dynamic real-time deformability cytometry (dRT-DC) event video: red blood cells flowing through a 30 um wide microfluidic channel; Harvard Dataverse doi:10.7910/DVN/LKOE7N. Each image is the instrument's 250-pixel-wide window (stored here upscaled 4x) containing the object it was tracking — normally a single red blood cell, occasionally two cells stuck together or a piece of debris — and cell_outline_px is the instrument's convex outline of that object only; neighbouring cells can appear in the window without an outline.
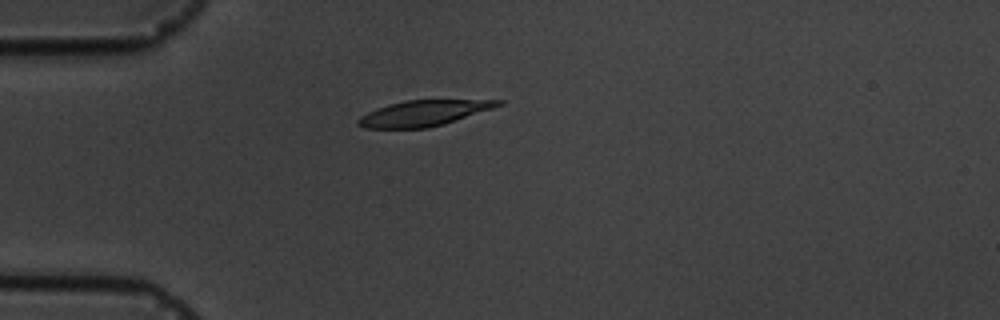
{"species": "common noctule bat (a hibernating species)", "species_latin": "Nyctalus noctula", "temperature_condition": "cold", "stored_images_in_passage": 14, "camera_frame_rate_fps": 3000, "um_per_image_px": 0.085, "animal": {"sex": "male", "body_mass_g": 19.5, "forearm_length_mm": 54.6}, "frame": {"image": 1, "passage_image": 2, "time_ms": 1.333, "image_size_px": [1000, 320], "cell_outline_px": [[504, 104], [444, 124], [428, 128], [364, 128], [356, 124], [356, 120], [360, 116], [376, 108], [388, 104], [404, 100], [504, 100]], "centroid_in_image_um": [35.96, 9.62], "position_along_channel_um": 49.0, "area_um2": 20.87}}
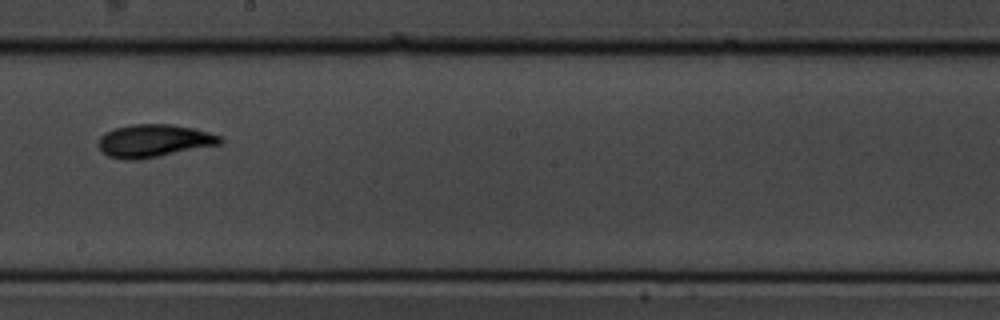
{"frame": {"image": 2, "passage_image": 7, "time_ms": 7.0, "image_size_px": [1000, 320], "cell_outline_px": [[224, 144], [136, 160], [124, 160], [108, 156], [100, 148], [100, 136], [116, 128], [132, 124], [172, 124], [196, 128], [220, 136], [224, 140]], "centroid_in_image_um": [13.16, 11.96], "position_along_channel_um": 235.0, "area_um2": 23.18}}
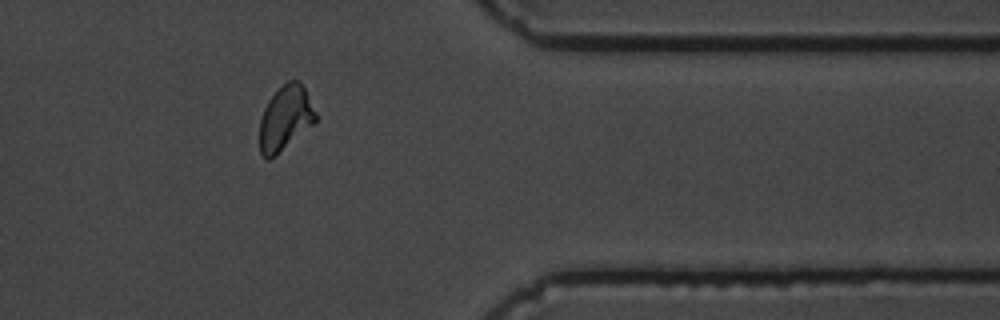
{"frame": {"image": 3, "passage_image": 11, "time_ms": 11.667, "image_size_px": [1000, 320], "cell_outline_px": [[316, 120], [312, 124], [276, 156], [268, 160], [260, 152], [260, 120], [264, 108], [268, 100], [288, 80], [300, 80], [316, 112]], "centroid_in_image_um": [24.24, 10.05], "position_along_channel_um": 387.2, "area_um2": 20.75}, "authors_computed_cell_mechanics": {"area_um2": 21.0681, "velocity_mm_per_s": 3.5586, "shape_relaxation_time_tau1_ms": 3.0775, "shape_relaxation_time_tau2_ms": 1.5994, "deformation_change_tau1": 0.1015, "deformation_change_tau2": 0.0414}}